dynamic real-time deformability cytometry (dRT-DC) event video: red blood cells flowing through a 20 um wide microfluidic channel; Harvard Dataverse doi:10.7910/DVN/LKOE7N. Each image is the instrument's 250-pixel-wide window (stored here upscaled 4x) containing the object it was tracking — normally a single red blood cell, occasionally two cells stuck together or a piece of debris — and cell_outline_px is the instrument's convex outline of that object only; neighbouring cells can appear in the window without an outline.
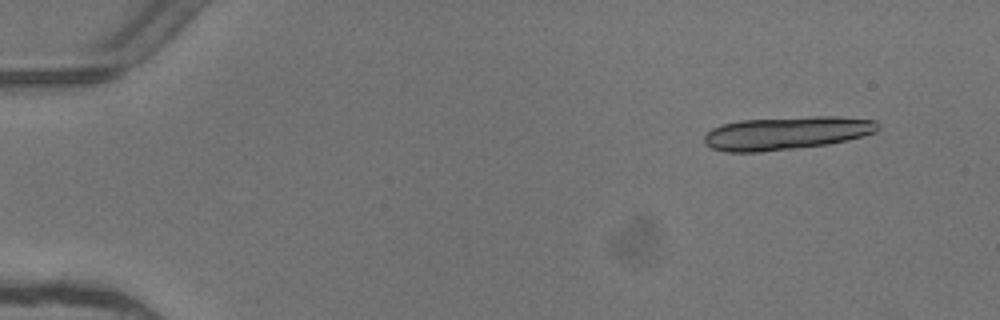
{"species": "common noctule bat (a hibernating species)", "species_latin": "Nyctalus noctula", "temperature_condition": "warm", "stored_images_in_passage": 5, "camera_frame_rate_fps": 3000, "um_per_image_px": 0.085, "animal": {"sex": "female"}, "frame": {"image": 1, "passage_image": 1, "time_ms": 0.0, "image_size_px": [1000, 320], "cell_outline_px": [[880, 128], [876, 132], [864, 136], [848, 140], [828, 144], [796, 148], [760, 152], [724, 152], [712, 148], [704, 144], [704, 136], [712, 128], [720, 124], [740, 120], [816, 116], [836, 116], [876, 120], [880, 124]], "centroid_in_image_um": [66.86, 11.31], "position_along_channel_um": 18.1, "area_um2": 33.87}}